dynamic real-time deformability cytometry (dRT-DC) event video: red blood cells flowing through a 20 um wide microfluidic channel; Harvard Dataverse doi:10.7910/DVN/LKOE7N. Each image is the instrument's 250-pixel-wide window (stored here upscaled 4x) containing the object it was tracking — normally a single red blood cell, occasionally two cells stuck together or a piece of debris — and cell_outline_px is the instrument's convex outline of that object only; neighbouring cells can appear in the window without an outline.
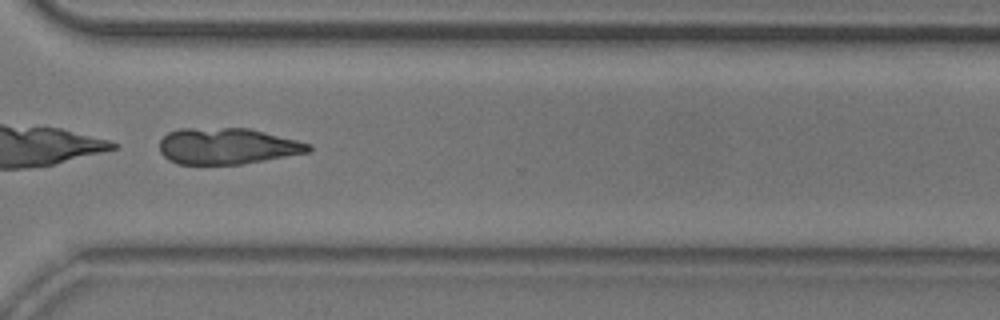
{"species": "common noctule bat (a hibernating species)", "species_latin": "Nyctalus noctula", "temperature_condition": "room temperature", "stored_images_in_passage": 34, "camera_frame_rate_fps": 3000, "um_per_image_px": 0.085, "animal": {"sex": "male", "body_mass_g": 20.5, "forearm_length_mm": 52.5}, "frame": {"image": 1, "passage_image": 25, "time_ms": 8.0, "image_size_px": [1000, 320], "cell_outline_px": [[312, 148], [308, 152], [264, 160], [240, 164], [176, 164], [168, 160], [160, 152], [160, 140], [168, 132], [180, 128], [248, 128], [312, 144]], "centroid_in_image_um": [19.27, 12.42], "position_along_channel_um": 351.3, "area_um2": 31.33}}